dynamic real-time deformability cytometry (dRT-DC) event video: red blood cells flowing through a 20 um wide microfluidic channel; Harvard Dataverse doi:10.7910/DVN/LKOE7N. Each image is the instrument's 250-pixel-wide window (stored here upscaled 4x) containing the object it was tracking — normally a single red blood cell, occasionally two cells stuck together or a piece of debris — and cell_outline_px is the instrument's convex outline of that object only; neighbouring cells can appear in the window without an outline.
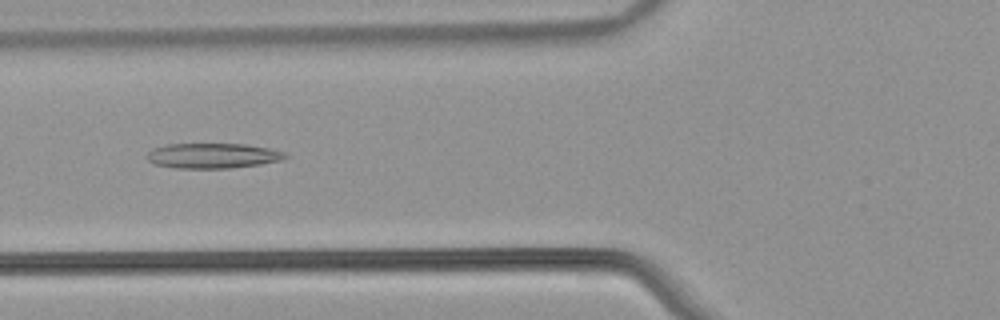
{"species": "common noctule bat (a hibernating species)", "species_latin": "Nyctalus noctula", "temperature_condition": "warm", "stored_images_in_passage": 50, "camera_frame_rate_fps": 3000, "um_per_image_px": 0.085, "animal": {"sex": "male", "body_mass_g": 21.5, "forearm_length_mm": 52.0}, "frame": {"image": 1, "passage_image": 17, "time_ms": 5.333, "image_size_px": [1000, 320], "cell_outline_px": [[288, 156], [284, 160], [260, 164], [228, 168], [176, 168], [152, 164], [144, 156], [152, 148], [168, 144], [244, 144], [268, 148], [284, 152]], "centroid_in_image_um": [18.04, 13.24], "position_along_channel_um": 107.8, "area_um2": 20.35}}
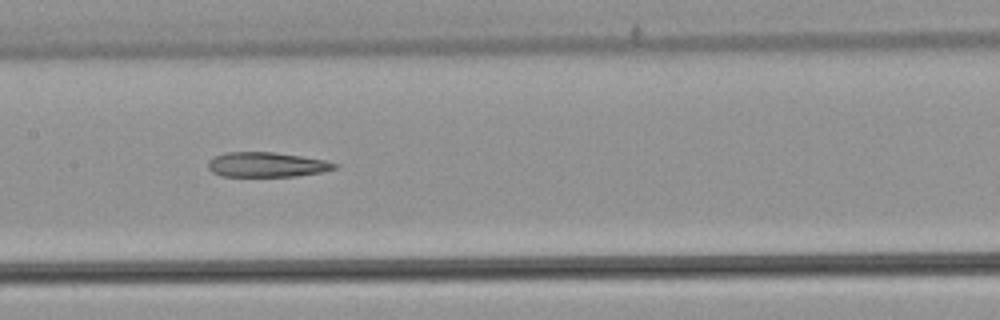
{"frame": {"image": 2, "passage_image": 23, "time_ms": 7.333, "image_size_px": [1000, 320], "cell_outline_px": [[340, 164], [336, 168], [324, 172], [296, 176], [220, 176], [212, 172], [208, 168], [208, 160], [212, 156], [224, 152], [272, 152], [300, 156], [324, 160]], "centroid_in_image_um": [22.64, 13.99], "position_along_channel_um": 184.8, "area_um2": 18.44}}
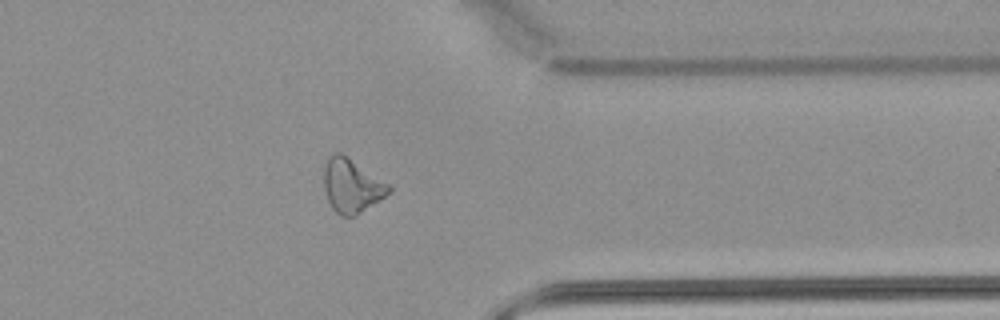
{"frame": {"image": 3, "passage_image": 39, "time_ms": 12.667, "image_size_px": [1000, 320], "cell_outline_px": [[392, 192], [356, 216], [340, 216], [332, 208], [328, 200], [324, 188], [324, 164], [328, 156], [332, 152], [340, 152], [392, 184]], "centroid_in_image_um": [29.92, 15.77], "position_along_channel_um": 381.5, "area_um2": 20.81}, "authors_computed_cell_mechanics": {"area_um2": 20.7791, "velocity_mm_per_s": 3.8408, "shape_relaxation_time_tau1_ms": null, "shape_relaxation_time_tau2_ms": 10.524, "deformation_change_tau1": null, "deformation_change_tau2": 0.2673}}